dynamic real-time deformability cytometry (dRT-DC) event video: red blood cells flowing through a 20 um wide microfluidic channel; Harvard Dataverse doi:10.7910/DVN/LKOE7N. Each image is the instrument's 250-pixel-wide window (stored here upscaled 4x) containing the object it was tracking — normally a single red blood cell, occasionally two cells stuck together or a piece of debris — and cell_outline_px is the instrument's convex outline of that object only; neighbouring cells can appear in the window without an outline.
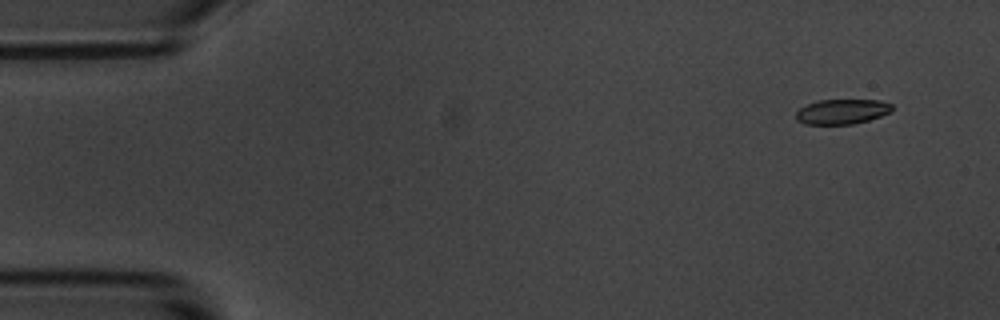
{"species": "common noctule bat (a hibernating species)", "species_latin": "Nyctalus noctula", "temperature_condition": "room temperature", "stored_images_in_passage": 5, "camera_frame_rate_fps": 3000, "um_per_image_px": 0.085, "animal": {"sex": "male", "body_mass_g": 20.1, "forearm_length_mm": 53.5}, "frame": {"image": 1, "passage_image": 2, "time_ms": 1.0, "image_size_px": [1000, 320], "cell_outline_px": [[892, 112], [868, 120], [852, 124], [804, 124], [796, 120], [796, 112], [800, 108], [808, 104], [820, 100], [880, 100], [892, 104]], "centroid_in_image_um": [71.58, 9.49], "position_along_channel_um": 13.4, "area_um2": 13.93}}
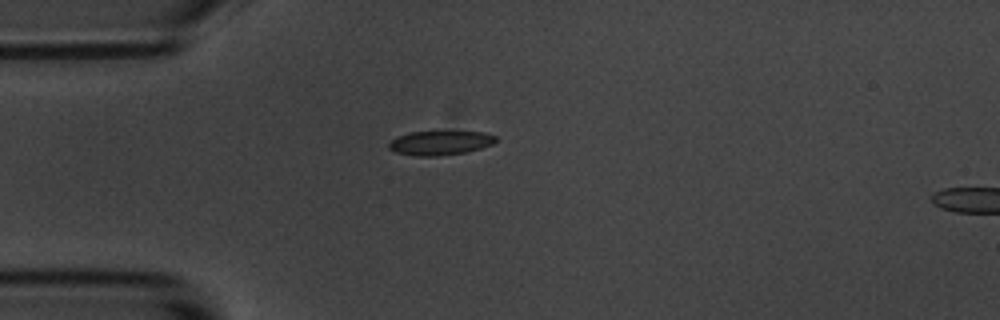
{"frame": {"image": 2, "passage_image": 5, "time_ms": 4.667, "image_size_px": [1000, 320], "cell_outline_px": [[496, 140], [492, 144], [468, 152], [436, 156], [416, 156], [396, 152], [388, 148], [388, 144], [396, 136], [408, 132], [484, 132], [496, 136]], "centroid_in_image_um": [37.38, 12.15], "position_along_channel_um": 47.6, "area_um2": 15.03}}